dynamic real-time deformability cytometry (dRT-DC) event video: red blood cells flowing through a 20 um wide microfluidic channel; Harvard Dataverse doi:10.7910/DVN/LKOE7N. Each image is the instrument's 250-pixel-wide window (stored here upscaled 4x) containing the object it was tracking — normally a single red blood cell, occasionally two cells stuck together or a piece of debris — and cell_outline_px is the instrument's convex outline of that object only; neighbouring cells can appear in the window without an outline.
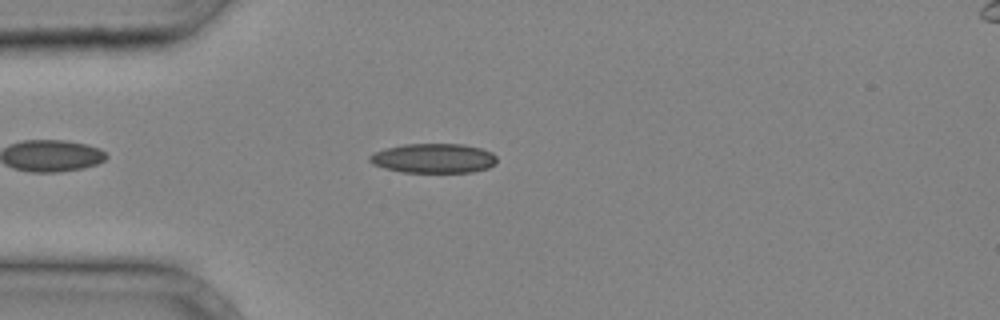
{"species": "common noctule bat (a hibernating species)", "species_latin": "Nyctalus noctula", "temperature_condition": "cold", "stored_images_in_passage": 32, "camera_frame_rate_fps": 3000, "um_per_image_px": 0.085, "animal": {"sex": "male", "body_mass_g": 20.4}, "frame": {"image": 1, "passage_image": 5, "time_ms": 1.333, "image_size_px": [1000, 320], "cell_outline_px": [[496, 164], [488, 168], [472, 172], [400, 172], [384, 168], [372, 164], [368, 160], [368, 156], [372, 152], [384, 148], [404, 144], [464, 144], [480, 148], [492, 152], [496, 156]], "centroid_in_image_um": [36.82, 13.45], "position_along_channel_um": 48.2, "area_um2": 22.14}}
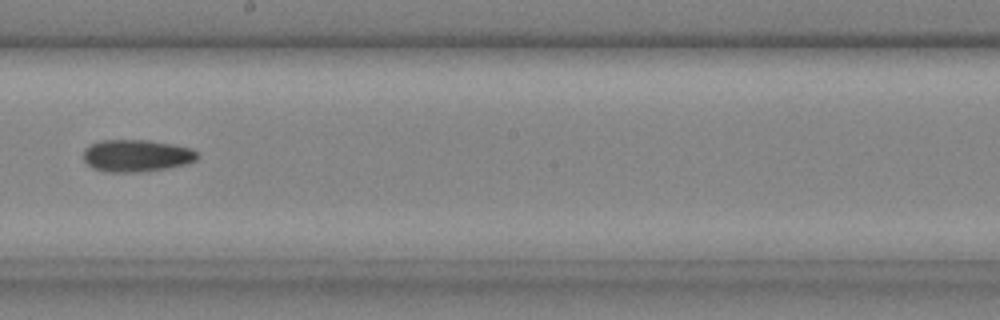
{"frame": {"image": 2, "passage_image": 17, "time_ms": 5.333, "image_size_px": [1000, 320], "cell_outline_px": [[200, 156], [196, 160], [188, 164], [164, 168], [136, 172], [104, 172], [92, 168], [84, 160], [84, 148], [88, 144], [100, 140], [148, 140], [172, 144], [192, 148]], "centroid_in_image_um": [11.58, 13.22], "position_along_channel_um": 236.6, "area_um2": 21.5}}
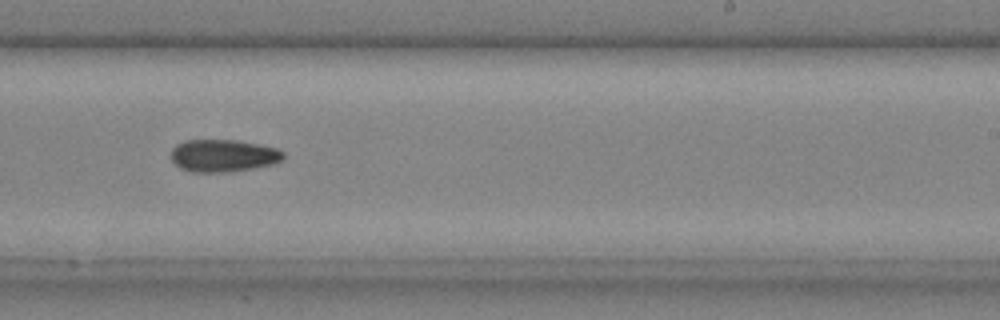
{"frame": {"image": 3, "passage_image": 19, "time_ms": 6.0, "image_size_px": [1000, 320], "cell_outline_px": [[284, 160], [272, 164], [252, 168], [224, 172], [192, 172], [180, 168], [172, 160], [172, 148], [176, 144], [184, 140], [236, 140], [276, 148], [284, 152]], "centroid_in_image_um": [18.96, 13.22], "position_along_channel_um": 270.0, "area_um2": 21.1}}